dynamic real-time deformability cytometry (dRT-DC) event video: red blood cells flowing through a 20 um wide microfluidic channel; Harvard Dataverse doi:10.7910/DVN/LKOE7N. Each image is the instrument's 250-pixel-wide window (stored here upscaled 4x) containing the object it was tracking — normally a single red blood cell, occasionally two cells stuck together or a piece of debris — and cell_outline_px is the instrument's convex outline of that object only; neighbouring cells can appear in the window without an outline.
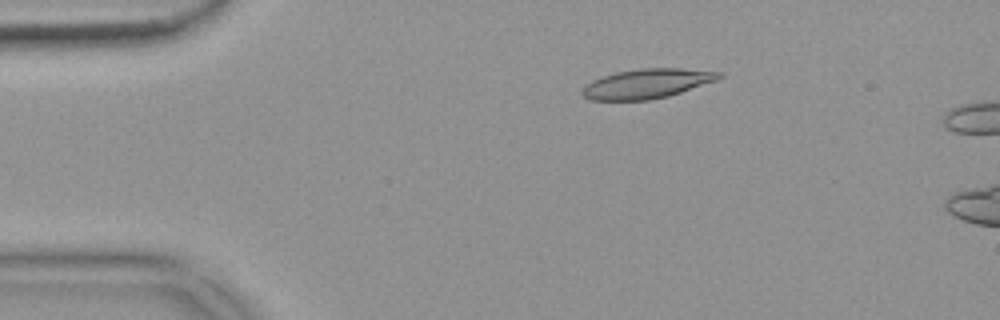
{"species": "common noctule bat (a hibernating species)", "species_latin": "Nyctalus noctula", "temperature_condition": "warm", "stored_images_in_passage": 13, "camera_frame_rate_fps": 3000, "um_per_image_px": 0.085, "animal": {"sex": "female", "body_mass_g": 18.4}, "frame": {"image": 1, "passage_image": 10, "time_ms": 3.0, "image_size_px": [1000, 320], "cell_outline_px": [[724, 76], [716, 80], [668, 96], [648, 100], [588, 100], [580, 92], [580, 88], [584, 84], [592, 80], [616, 72], [640, 68], [680, 68], [724, 72]], "centroid_in_image_um": [54.95, 7.1], "position_along_channel_um": 30.1, "area_um2": 23.64}}